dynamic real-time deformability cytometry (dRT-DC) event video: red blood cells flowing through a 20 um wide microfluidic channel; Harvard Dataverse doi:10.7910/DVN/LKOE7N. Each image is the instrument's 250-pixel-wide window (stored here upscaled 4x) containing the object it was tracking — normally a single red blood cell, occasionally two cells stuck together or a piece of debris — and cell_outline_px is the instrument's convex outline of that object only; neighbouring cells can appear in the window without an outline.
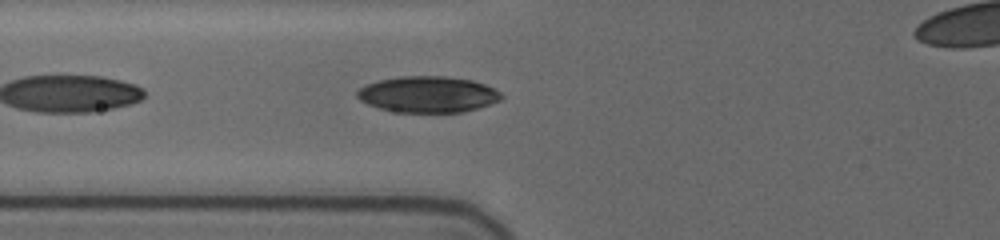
{"species": "human", "species_latin": "Homo sapiens", "temperature_condition": "cold", "stored_images_in_passage": 15, "camera_frame_rate_fps": 3000, "um_per_image_px": 0.085, "donor": {"sex": "female"}, "frame": {"image": 1, "passage_image": 4, "time_ms": 1.0, "image_size_px": [1000, 240], "cell_outline_px": [[504, 96], [500, 100], [464, 112], [400, 112], [380, 108], [368, 104], [360, 100], [356, 96], [356, 92], [360, 88], [368, 84], [380, 80], [400, 76], [444, 76], [472, 80], [484, 84], [500, 92]], "centroid_in_image_um": [36.37, 8.02], "position_along_channel_um": 89.4, "area_um2": 30.11}}
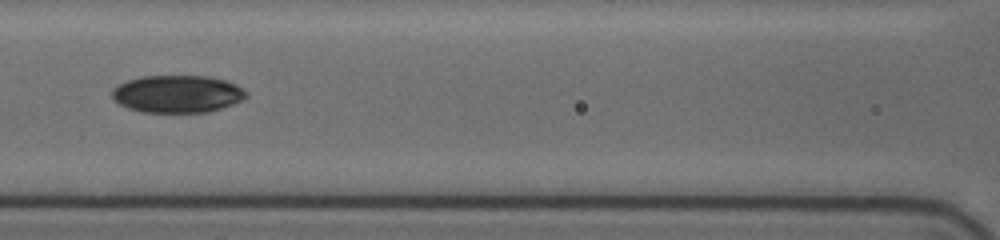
{"frame": {"image": 2, "passage_image": 11, "time_ms": 2.667, "image_size_px": [1000, 240], "cell_outline_px": [[248, 96], [232, 104], [208, 112], [144, 112], [128, 108], [112, 100], [112, 88], [128, 80], [140, 76], [208, 76], [224, 80], [236, 84], [248, 92]], "centroid_in_image_um": [15.06, 7.98], "position_along_channel_um": 151.5, "area_um2": 29.25}}
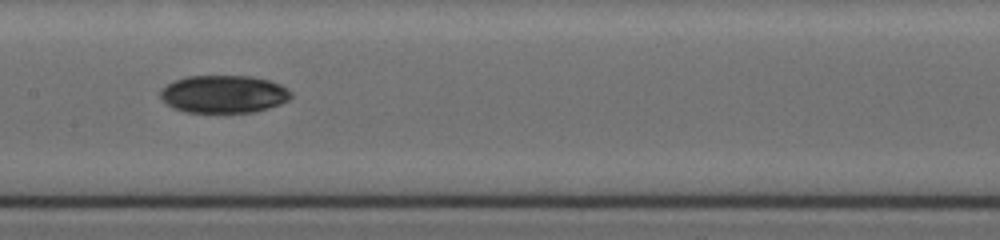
{"frame": {"image": 3, "passage_image": 14, "time_ms": 3.667, "image_size_px": [1000, 240], "cell_outline_px": [[292, 96], [288, 100], [280, 104], [256, 112], [184, 112], [172, 108], [160, 96], [160, 88], [176, 80], [188, 76], [252, 76], [268, 80], [280, 84], [292, 92]], "centroid_in_image_um": [19.02, 8.0], "position_along_channel_um": 188.4, "area_um2": 28.73}}